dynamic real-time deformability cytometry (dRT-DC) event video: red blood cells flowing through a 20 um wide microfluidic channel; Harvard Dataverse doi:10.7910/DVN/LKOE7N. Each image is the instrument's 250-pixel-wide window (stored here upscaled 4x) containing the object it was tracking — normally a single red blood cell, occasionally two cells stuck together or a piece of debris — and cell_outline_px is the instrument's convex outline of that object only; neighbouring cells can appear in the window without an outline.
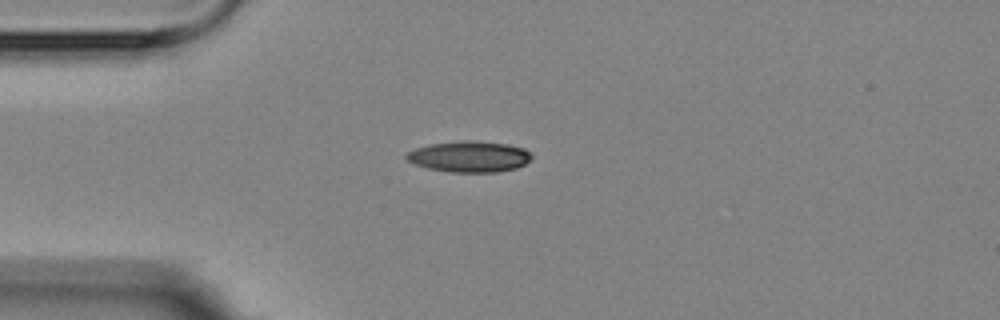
{"species": "Egyptian fruit bat (a non-hibernating species)", "species_latin": "Rousettus aegyptiacus", "temperature_condition": "room temperature", "stored_images_in_passage": 5, "camera_frame_rate_fps": 3000, "um_per_image_px": 0.085, "animal": {"sex": "female"}, "frame": {"image": 1, "passage_image": 3, "time_ms": 3.0, "image_size_px": [1000, 320], "cell_outline_px": [[532, 156], [524, 164], [516, 168], [496, 172], [448, 172], [428, 168], [416, 164], [408, 160], [404, 156], [408, 152], [416, 148], [432, 144], [464, 140], [472, 140], [508, 144], [524, 148]], "centroid_in_image_um": [39.89, 13.31], "position_along_channel_um": 45.1, "area_um2": 22.43}}